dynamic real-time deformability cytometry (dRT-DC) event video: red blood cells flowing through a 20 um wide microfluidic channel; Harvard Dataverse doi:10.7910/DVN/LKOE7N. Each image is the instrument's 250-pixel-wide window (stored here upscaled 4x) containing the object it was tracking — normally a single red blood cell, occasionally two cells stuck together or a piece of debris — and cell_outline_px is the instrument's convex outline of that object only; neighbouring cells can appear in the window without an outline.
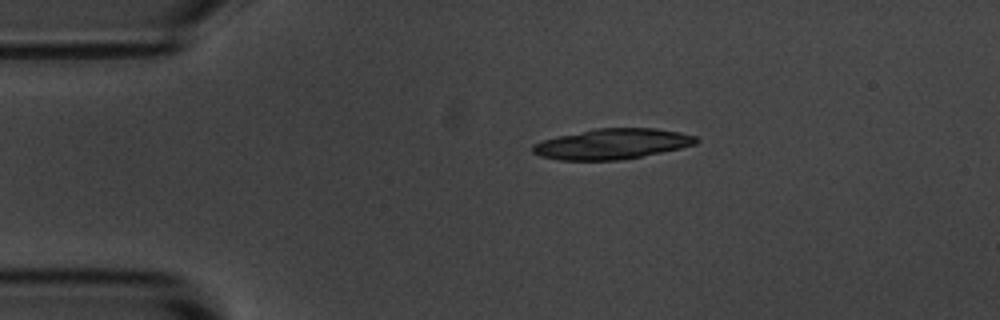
{"species": "common noctule bat (a hibernating species)", "species_latin": "Nyctalus noctula", "temperature_condition": "room temperature", "stored_images_in_passage": 2, "camera_frame_rate_fps": 3000, "um_per_image_px": 0.085, "animal": {"sex": "male", "body_mass_g": 20.1, "forearm_length_mm": 53.5}, "frame": {"image": 1, "passage_image": 1, "time_ms": 0.0, "image_size_px": [1000, 320], "cell_outline_px": [[700, 140], [696, 144], [680, 148], [620, 160], [560, 160], [540, 156], [532, 152], [532, 144], [556, 136], [596, 128], [656, 128], [680, 132], [696, 136]], "centroid_in_image_um": [52.03, 12.23], "position_along_channel_um": 33.0, "area_um2": 28.9}}